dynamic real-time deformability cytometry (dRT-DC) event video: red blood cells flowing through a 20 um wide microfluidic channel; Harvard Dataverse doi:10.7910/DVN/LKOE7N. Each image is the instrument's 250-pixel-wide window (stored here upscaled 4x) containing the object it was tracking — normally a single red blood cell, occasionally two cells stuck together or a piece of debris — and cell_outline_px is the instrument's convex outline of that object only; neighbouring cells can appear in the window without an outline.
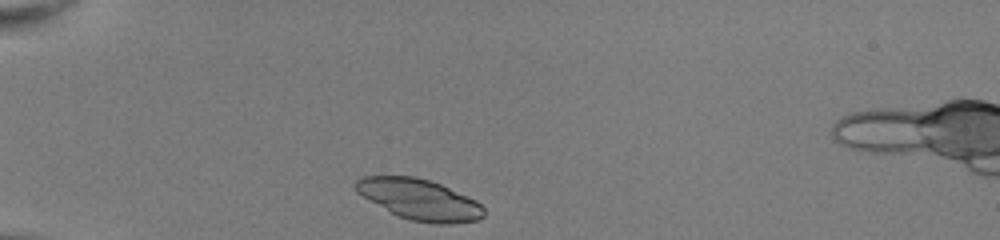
{"species": "common noctule bat (a hibernating species)", "species_latin": "Nyctalus noctula", "temperature_condition": "room temperature", "stored_images_in_passage": 34, "camera_frame_rate_fps": 3000, "um_per_image_px": 0.085, "animal": {"sex": "female", "body_mass_g": 22.0, "forearm_length_mm": 56.7}, "frame": {"image": 1, "passage_image": 1, "time_ms": 0.0, "image_size_px": [1000, 240], "cell_outline_px": [[484, 216], [476, 220], [448, 224], [436, 224], [408, 220], [396, 216], [356, 192], [352, 184], [360, 176], [416, 176], [440, 184], [476, 200], [484, 208]], "centroid_in_image_um": [35.6, 16.95], "position_along_channel_um": 49.4, "area_um2": 30.58}}